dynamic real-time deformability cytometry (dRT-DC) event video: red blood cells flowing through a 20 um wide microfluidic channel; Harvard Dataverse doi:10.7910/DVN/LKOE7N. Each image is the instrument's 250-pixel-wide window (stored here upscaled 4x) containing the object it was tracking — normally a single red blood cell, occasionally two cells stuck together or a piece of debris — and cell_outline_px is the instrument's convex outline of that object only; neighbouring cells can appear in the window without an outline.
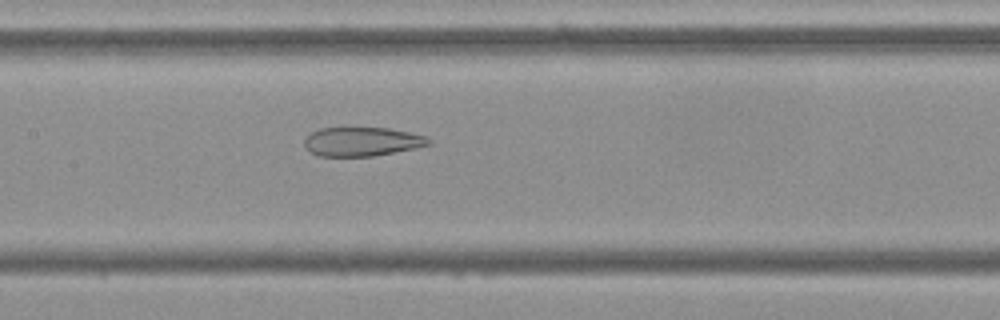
{"species": "Egyptian fruit bat (a non-hibernating species)", "species_latin": "Rousettus aegyptiacus", "temperature_condition": "cold", "stored_images_in_passage": 53, "camera_frame_rate_fps": 3000, "um_per_image_px": 0.085, "frame": {"image": 1, "passage_image": 25, "time_ms": 8.0, "image_size_px": [1000, 320], "cell_outline_px": [[432, 144], [372, 156], [320, 156], [308, 152], [304, 144], [304, 140], [312, 132], [320, 128], [388, 128], [408, 132], [424, 136], [432, 140]], "centroid_in_image_um": [30.73, 12.04], "position_along_channel_um": 176.7, "area_um2": 20.75}}
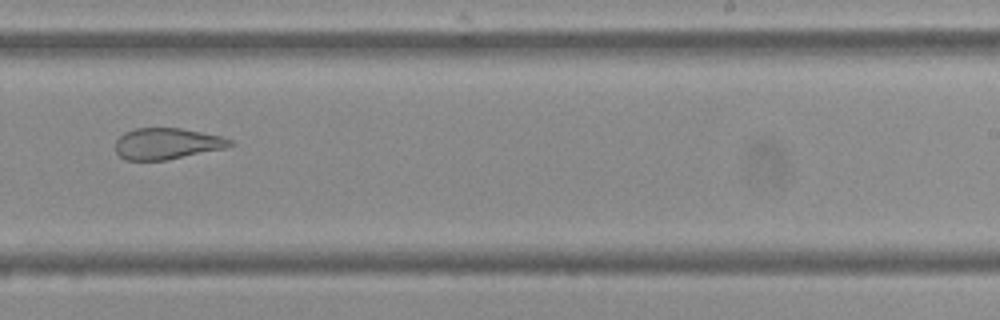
{"frame": {"image": 2, "passage_image": 33, "time_ms": 10.667, "image_size_px": [1000, 320], "cell_outline_px": [[236, 144], [224, 148], [168, 160], [124, 160], [116, 152], [116, 140], [124, 132], [136, 128], [180, 128], [220, 136], [232, 140]], "centroid_in_image_um": [14.18, 12.21], "position_along_channel_um": 274.8, "area_um2": 20.81}}
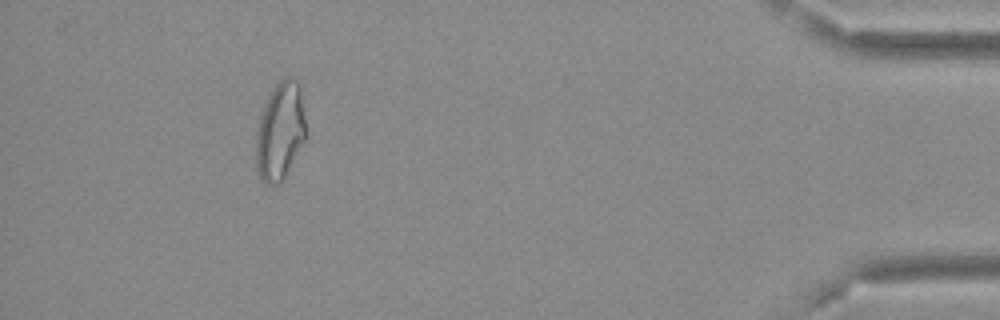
{"frame": {"image": 3, "passage_image": 49, "time_ms": 16.0, "image_size_px": [1000, 320], "cell_outline_px": [[308, 136], [280, 184], [268, 184], [260, 180], [256, 168], [256, 132], [260, 116], [264, 104], [268, 96], [276, 84], [284, 76], [292, 76], [300, 84]], "centroid_in_image_um": [23.83, 11.14], "position_along_channel_um": 411.4, "area_um2": 29.02}, "authors_computed_cell_mechanics": {"area_um2": 27.1082, "velocity_mm_per_s": 3.6886, "shape_relaxation_time_tau1_ms": null, "shape_relaxation_time_tau2_ms": 2.7099, "deformation_change_tau1": null, "deformation_change_tau2": 0.1156}}